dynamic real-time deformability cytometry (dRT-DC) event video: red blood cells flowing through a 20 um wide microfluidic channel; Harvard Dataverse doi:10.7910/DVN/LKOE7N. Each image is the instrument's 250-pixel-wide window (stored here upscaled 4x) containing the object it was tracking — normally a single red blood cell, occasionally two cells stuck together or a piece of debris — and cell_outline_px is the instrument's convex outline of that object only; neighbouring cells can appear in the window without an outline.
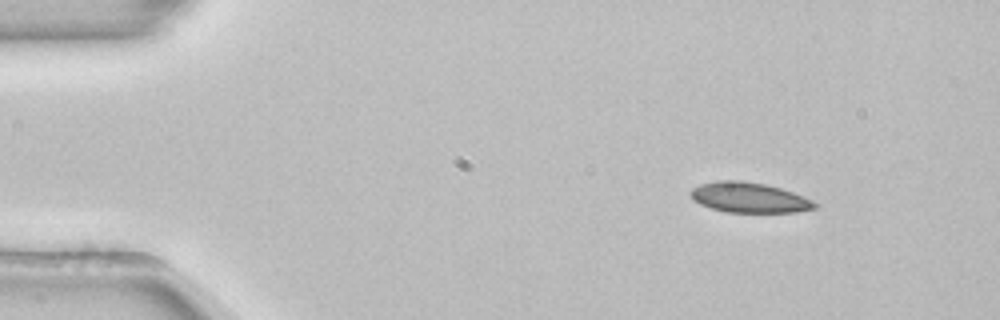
{"species": "common noctule bat (a hibernating species)", "species_latin": "Nyctalus noctula", "temperature_condition": "room temperature", "stored_images_in_passage": 16, "camera_frame_rate_fps": 3000, "um_per_image_px": 0.085, "animal": {"sex": "female", "body_mass_g": 22.7, "forearm_length_mm": 54.2}, "frame": {"image": 1, "passage_image": 6, "time_ms": 1.667, "image_size_px": [1000, 320], "cell_outline_px": [[820, 204], [816, 208], [796, 212], [724, 212], [700, 204], [692, 200], [688, 192], [692, 188], [700, 184], [720, 180], [740, 180], [764, 184], [780, 188], [804, 196]], "centroid_in_image_um": [63.66, 16.79], "position_along_channel_um": 21.3, "area_um2": 21.96}}
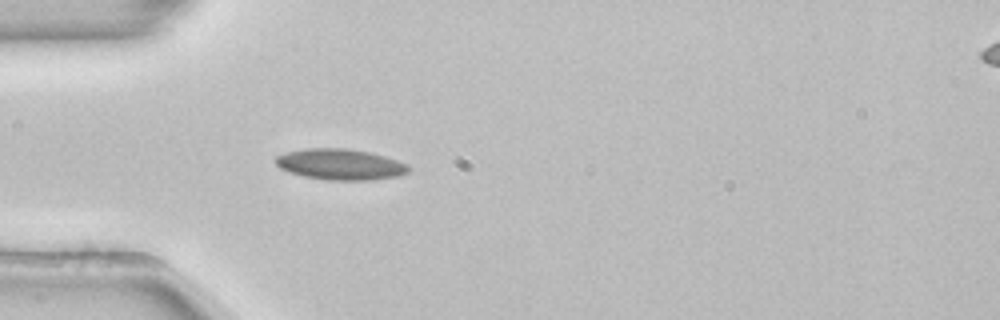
{"frame": {"image": 2, "passage_image": 15, "time_ms": 4.667, "image_size_px": [1000, 320], "cell_outline_px": [[412, 168], [408, 172], [400, 176], [372, 180], [328, 180], [304, 176], [288, 172], [280, 168], [276, 164], [276, 156], [284, 152], [304, 148], [344, 148], [368, 152], [384, 156], [396, 160]], "centroid_in_image_um": [28.9, 13.97], "position_along_channel_um": 56.1, "area_um2": 23.99}}